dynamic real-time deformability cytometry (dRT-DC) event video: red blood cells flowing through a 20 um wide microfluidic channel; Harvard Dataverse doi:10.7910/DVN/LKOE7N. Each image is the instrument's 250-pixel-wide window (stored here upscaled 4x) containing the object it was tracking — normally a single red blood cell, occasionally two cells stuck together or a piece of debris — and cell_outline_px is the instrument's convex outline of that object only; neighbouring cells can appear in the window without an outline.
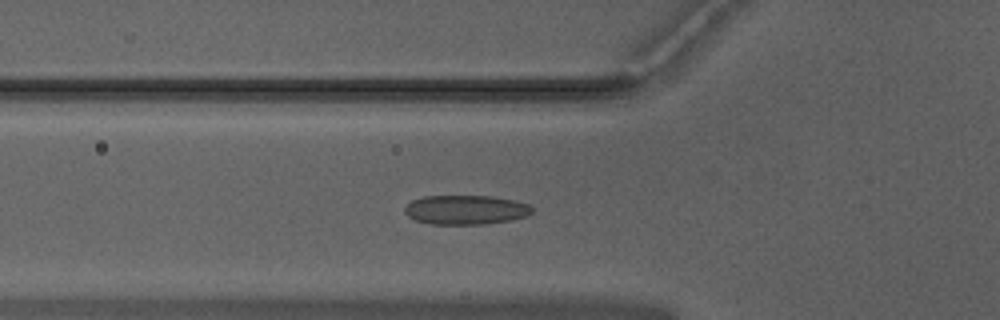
{"species": "Egyptian fruit bat (a non-hibernating species)", "species_latin": "Rousettus aegyptiacus", "temperature_condition": "warm", "stored_images_in_passage": 51, "camera_frame_rate_fps": 3000, "um_per_image_px": 0.085, "animal": {"sex": "male"}, "frame": {"image": 1, "passage_image": 17, "time_ms": 5.333, "image_size_px": [1000, 320], "cell_outline_px": [[532, 212], [528, 216], [508, 220], [484, 224], [432, 224], [416, 220], [408, 216], [404, 212], [404, 208], [412, 200], [424, 196], [492, 196], [516, 200], [528, 204], [532, 208]], "centroid_in_image_um": [39.59, 17.82], "position_along_channel_um": 86.2, "area_um2": 21.73}}
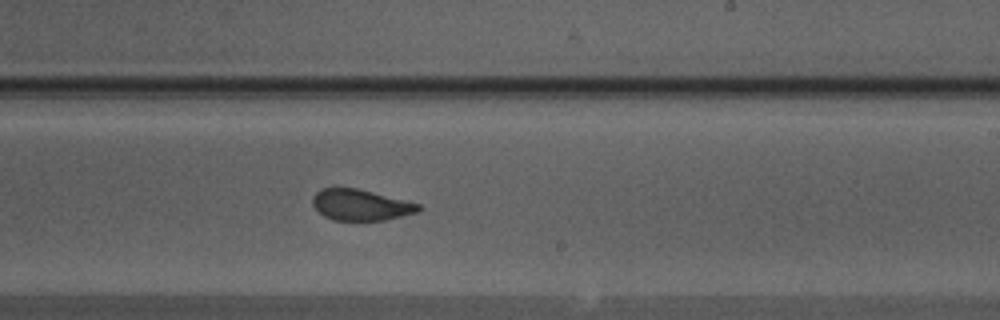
{"frame": {"image": 2, "passage_image": 30, "time_ms": 9.667, "image_size_px": [1000, 320], "cell_outline_px": [[424, 208], [420, 212], [384, 220], [332, 220], [324, 216], [312, 204], [312, 196], [320, 188], [356, 188], [420, 204]], "centroid_in_image_um": [30.67, 17.42], "position_along_channel_um": 258.3, "area_um2": 19.13}}
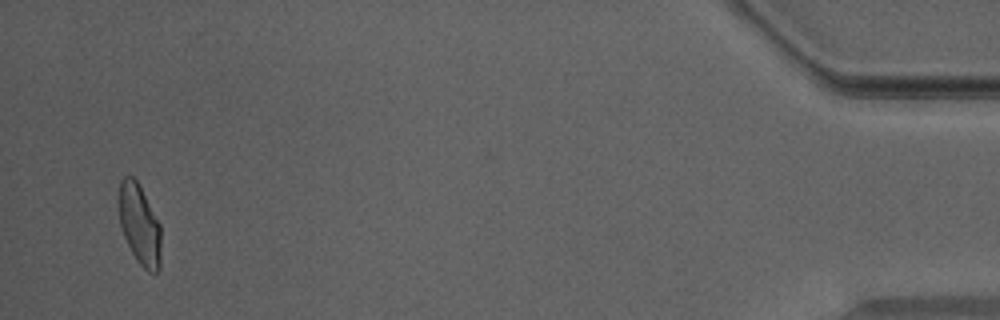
{"frame": {"image": 3, "passage_image": 49, "time_ms": 16.0, "image_size_px": [1000, 320], "cell_outline_px": [[160, 268], [156, 272], [148, 272], [136, 260], [124, 236], [120, 224], [116, 200], [120, 180], [124, 176], [132, 176], [140, 184], [160, 224]], "centroid_in_image_um": [11.82, 19.02], "position_along_channel_um": 423.4, "area_um2": 20.17}, "authors_computed_cell_mechanics": {"area_um2": 20.8658, "velocity_mm_per_s": 3.9672, "shape_relaxation_time_tau1_ms": null, "shape_relaxation_time_tau2_ms": 1.3228, "deformation_change_tau1": null, "deformation_change_tau2": 0.0673}}